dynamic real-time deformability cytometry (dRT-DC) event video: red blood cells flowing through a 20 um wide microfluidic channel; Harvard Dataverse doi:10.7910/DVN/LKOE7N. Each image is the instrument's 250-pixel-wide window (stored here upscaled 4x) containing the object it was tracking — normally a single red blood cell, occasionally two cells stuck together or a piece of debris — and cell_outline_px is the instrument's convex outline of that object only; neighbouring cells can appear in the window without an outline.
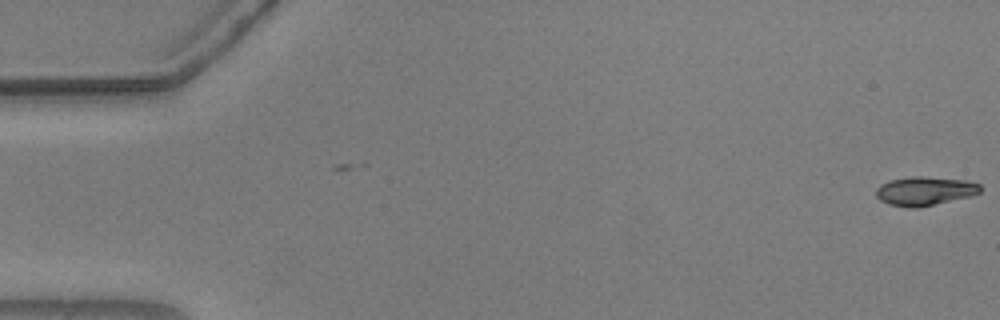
{"species": "common noctule bat (a hibernating species)", "species_latin": "Nyctalus noctula", "temperature_condition": "warm", "stored_images_in_passage": 9, "camera_frame_rate_fps": 3000, "um_per_image_px": 0.085, "animal": {"sex": "male", "body_mass_g": 20.5, "forearm_length_mm": 52.5}, "frame": {"image": 1, "passage_image": 1, "time_ms": 0.0, "image_size_px": [1000, 320], "cell_outline_px": [[980, 192], [972, 196], [916, 208], [912, 208], [888, 204], [880, 200], [876, 196], [876, 188], [880, 184], [888, 180], [912, 176], [924, 176], [964, 180], [980, 184]], "centroid_in_image_um": [78.58, 16.23], "position_along_channel_um": 6.4, "area_um2": 17.57}}